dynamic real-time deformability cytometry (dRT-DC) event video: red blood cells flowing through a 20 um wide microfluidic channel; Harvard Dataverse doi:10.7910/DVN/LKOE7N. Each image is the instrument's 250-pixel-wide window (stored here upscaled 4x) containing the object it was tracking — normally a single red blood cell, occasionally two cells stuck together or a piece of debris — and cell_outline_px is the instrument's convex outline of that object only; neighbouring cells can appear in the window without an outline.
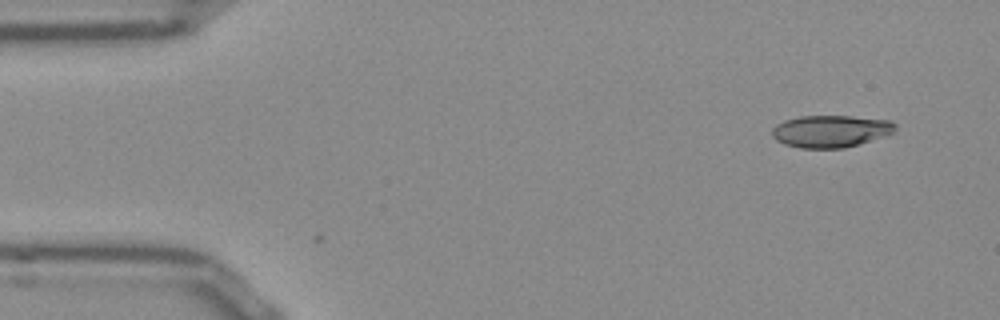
{"species": "Egyptian fruit bat (a non-hibernating species)", "species_latin": "Rousettus aegyptiacus", "temperature_condition": "room temperature", "stored_images_in_passage": 2, "camera_frame_rate_fps": 3000, "um_per_image_px": 0.085, "frame": {"image": 1, "passage_image": 1, "time_ms": 0.0, "image_size_px": [1000, 320], "cell_outline_px": [[896, 132], [844, 148], [800, 148], [784, 144], [776, 140], [772, 136], [772, 128], [776, 124], [784, 120], [800, 116], [852, 116], [892, 120], [896, 124]], "centroid_in_image_um": [70.61, 11.14], "position_along_channel_um": 14.4, "area_um2": 23.18}}